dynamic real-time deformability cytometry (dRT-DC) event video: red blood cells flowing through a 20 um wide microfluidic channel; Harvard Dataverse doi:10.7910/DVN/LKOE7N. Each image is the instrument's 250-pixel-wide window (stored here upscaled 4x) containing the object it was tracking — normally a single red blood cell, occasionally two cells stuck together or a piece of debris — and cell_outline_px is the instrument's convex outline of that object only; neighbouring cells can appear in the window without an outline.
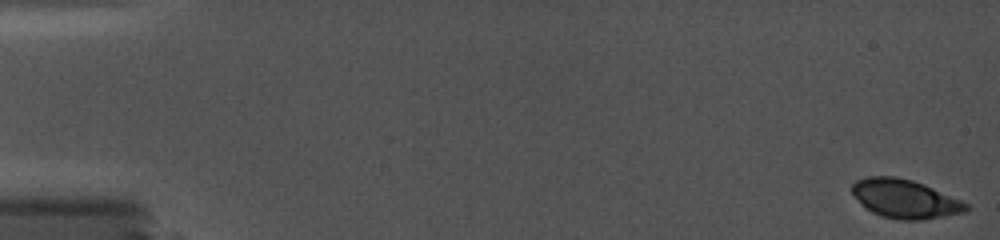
{"species": "common noctule bat (a hibernating species)", "species_latin": "Nyctalus noctula", "temperature_condition": "cold", "stored_images_in_passage": 11, "camera_frame_rate_fps": 5000, "um_per_image_px": 0.085, "animal": {"sex": "female", "body_mass_g": 19.0, "forearm_length_mm": 56.7}, "frame": {"image": 1, "passage_image": 1, "time_ms": 0.0, "image_size_px": [1000, 240], "cell_outline_px": [[972, 208], [968, 212], [920, 220], [900, 220], [880, 216], [864, 208], [852, 192], [852, 184], [856, 180], [868, 176], [896, 176], [912, 180], [924, 184], [960, 200], [968, 204]], "centroid_in_image_um": [76.93, 16.9], "position_along_channel_um": 8.1, "area_um2": 25.89}}
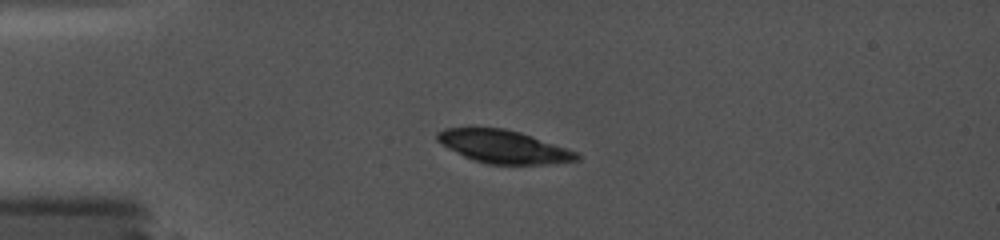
{"frame": {"image": 2, "passage_image": 10, "time_ms": 4.4, "image_size_px": [1000, 240], "cell_outline_px": [[580, 160], [548, 164], [488, 164], [472, 160], [448, 148], [436, 140], [436, 132], [444, 128], [504, 128], [520, 132], [532, 136], [576, 152], [580, 156]], "centroid_in_image_um": [42.77, 12.47], "position_along_channel_um": 42.2, "area_um2": 26.59}}